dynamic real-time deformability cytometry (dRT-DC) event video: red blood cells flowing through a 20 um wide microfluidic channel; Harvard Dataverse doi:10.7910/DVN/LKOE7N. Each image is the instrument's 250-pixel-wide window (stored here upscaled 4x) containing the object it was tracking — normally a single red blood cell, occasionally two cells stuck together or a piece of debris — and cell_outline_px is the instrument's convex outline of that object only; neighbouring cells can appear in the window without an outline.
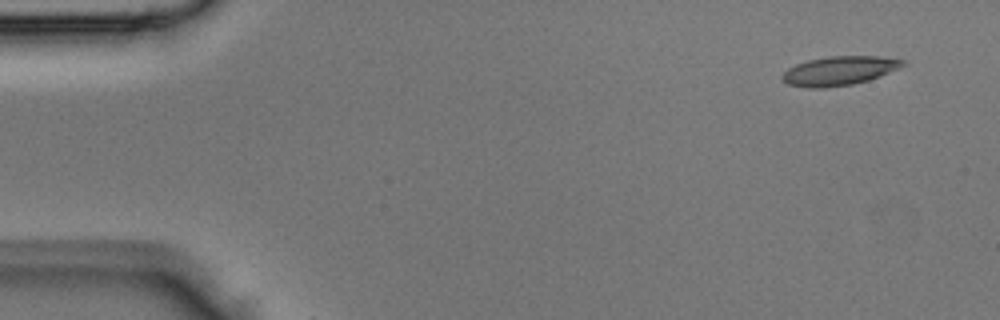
{"species": "Egyptian fruit bat (a non-hibernating species)", "species_latin": "Rousettus aegyptiacus", "temperature_condition": "room temperature", "stored_images_in_passage": 3, "camera_frame_rate_fps": 3000, "um_per_image_px": 0.085, "animal": {"sex": "male"}, "frame": {"image": 1, "passage_image": 1, "time_ms": 0.0, "image_size_px": [1000, 320], "cell_outline_px": [[908, 64], [900, 68], [880, 76], [868, 80], [852, 84], [824, 88], [808, 88], [788, 84], [780, 76], [788, 68], [796, 64], [808, 60], [828, 56], [880, 56], [904, 60]], "centroid_in_image_um": [71.36, 6.01], "position_along_channel_um": 13.6, "area_um2": 20.46}}